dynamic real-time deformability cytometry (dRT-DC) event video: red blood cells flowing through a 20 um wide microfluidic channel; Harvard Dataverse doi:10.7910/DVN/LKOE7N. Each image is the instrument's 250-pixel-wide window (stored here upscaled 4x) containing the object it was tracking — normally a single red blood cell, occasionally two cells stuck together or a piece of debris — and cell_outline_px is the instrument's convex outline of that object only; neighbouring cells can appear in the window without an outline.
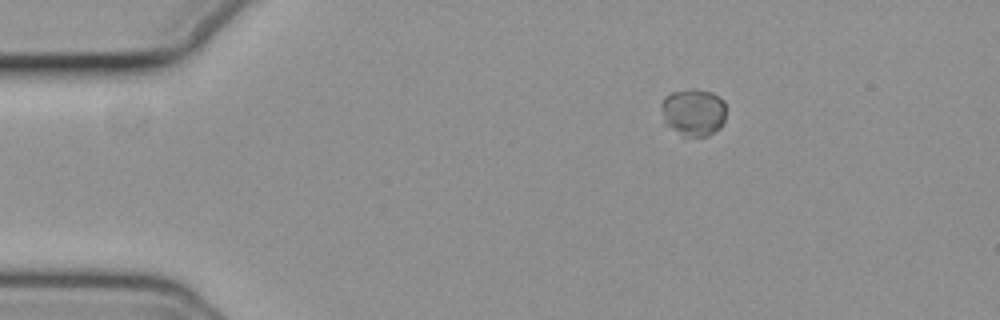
{"species": "common noctule bat (a hibernating species)", "species_latin": "Nyctalus noctula", "temperature_condition": "cold", "stored_images_in_passage": 47, "camera_frame_rate_fps": 3000, "um_per_image_px": 0.085, "animal": {"sex": "female", "body_mass_g": 19.3, "forearm_length_mm": 54.1}, "frame": {"image": 1, "passage_image": 1, "time_ms": 0.0, "image_size_px": [1000, 320], "cell_outline_px": [[724, 120], [720, 128], [708, 136], [684, 136], [664, 124], [660, 108], [660, 104], [664, 96], [672, 92], [688, 88], [696, 88], [712, 92], [724, 100]], "centroid_in_image_um": [58.9, 9.51], "position_along_channel_um": 26.1, "area_um2": 18.21}}
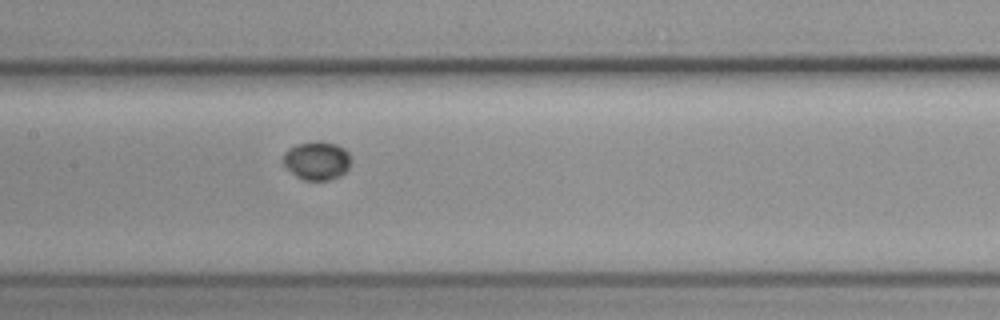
{"frame": {"image": 2, "passage_image": 19, "time_ms": 6.0, "image_size_px": [1000, 320], "cell_outline_px": [[348, 168], [340, 176], [328, 180], [304, 180], [296, 176], [284, 164], [284, 152], [288, 148], [296, 144], [336, 144], [344, 148], [348, 152]], "centroid_in_image_um": [26.91, 13.69], "position_along_channel_um": 180.5, "area_um2": 14.45}}
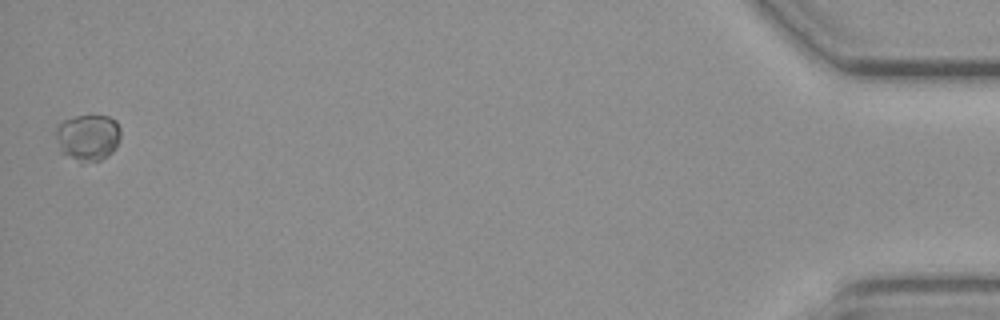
{"frame": {"image": 3, "passage_image": 47, "time_ms": 15.333, "image_size_px": [1000, 320], "cell_outline_px": [[120, 140], [116, 148], [108, 156], [100, 160], [80, 164], [60, 152], [56, 136], [56, 128], [64, 120], [76, 116], [108, 116], [116, 120], [120, 128]], "centroid_in_image_um": [7.49, 11.71], "position_along_channel_um": 427.7, "area_um2": 17.86}, "authors_computed_cell_mechanics": {"area_um2": 15.606, "velocity_mm_per_s": 3.6919, "shape_relaxation_time_tau1_ms": 0.5699, "shape_relaxation_time_tau2_ms": null, "deformation_change_tau1": 0.0272, "deformation_change_tau2": null}}